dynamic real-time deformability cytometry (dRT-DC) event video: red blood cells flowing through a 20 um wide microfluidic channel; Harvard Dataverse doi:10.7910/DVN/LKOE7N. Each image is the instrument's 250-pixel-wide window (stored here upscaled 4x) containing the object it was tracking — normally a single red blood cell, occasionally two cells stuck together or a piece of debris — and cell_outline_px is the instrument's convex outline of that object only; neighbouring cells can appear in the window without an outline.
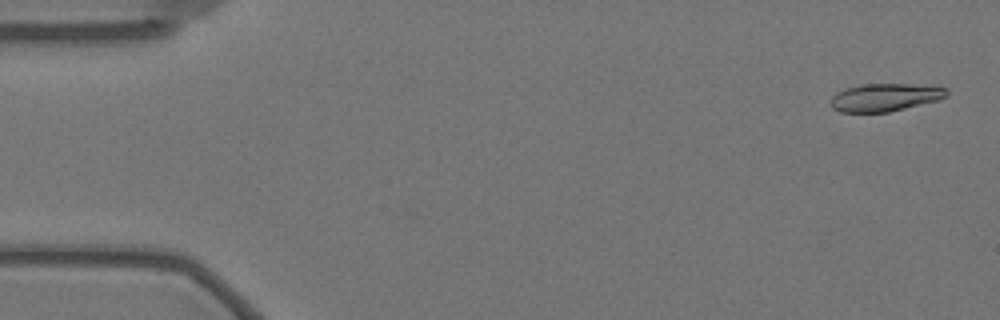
{"species": "Egyptian fruit bat (a non-hibernating species)", "species_latin": "Rousettus aegyptiacus", "temperature_condition": "warm", "stored_images_in_passage": 58, "camera_frame_rate_fps": 3000, "um_per_image_px": 0.085, "animal": {"sex": "female"}, "frame": {"image": 1, "passage_image": 2, "time_ms": 0.333, "image_size_px": [1000, 320], "cell_outline_px": [[948, 96], [940, 100], [888, 112], [840, 112], [832, 108], [828, 104], [832, 96], [836, 92], [860, 84], [908, 84], [948, 88]], "centroid_in_image_um": [75.2, 8.28], "position_along_channel_um": 9.8, "area_um2": 18.9}}
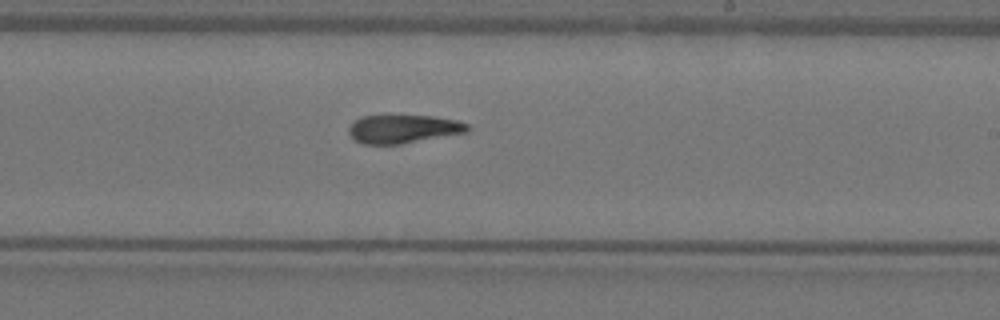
{"frame": {"image": 2, "passage_image": 34, "time_ms": 11.0, "image_size_px": [1000, 320], "cell_outline_px": [[472, 128], [468, 132], [400, 144], [364, 144], [356, 140], [348, 132], [348, 128], [360, 116], [436, 116], [456, 120], [468, 124]], "centroid_in_image_um": [34.32, 10.96], "position_along_channel_um": 254.7, "area_um2": 19.54}}
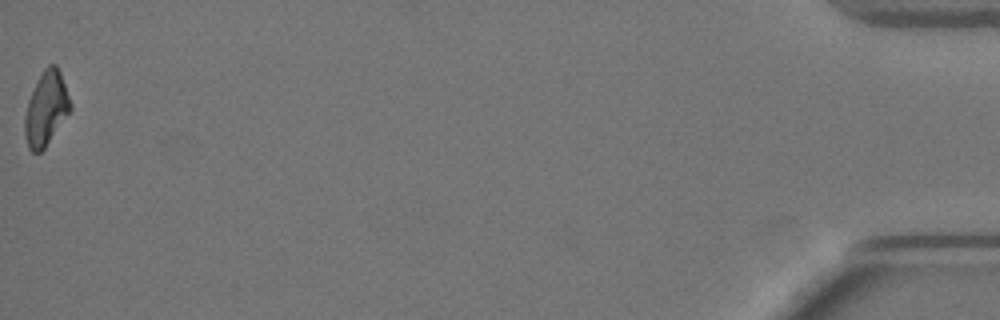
{"frame": {"image": 3, "passage_image": 58, "time_ms": 19.0, "image_size_px": [1000, 320], "cell_outline_px": [[72, 108], [44, 148], [40, 152], [32, 152], [28, 148], [24, 136], [24, 116], [28, 100], [44, 68], [48, 64], [56, 64], [60, 72], [72, 104]], "centroid_in_image_um": [3.9, 9.24], "position_along_channel_um": 431.3, "area_um2": 19.42}, "authors_computed_cell_mechanics": {"area_um2": 20.0277, "velocity_mm_per_s": 3.4703, "shape_relaxation_time_tau1_ms": null, "shape_relaxation_time_tau2_ms": 4.6385, "deformation_change_tau1": null, "deformation_change_tau2": 0.1186}}